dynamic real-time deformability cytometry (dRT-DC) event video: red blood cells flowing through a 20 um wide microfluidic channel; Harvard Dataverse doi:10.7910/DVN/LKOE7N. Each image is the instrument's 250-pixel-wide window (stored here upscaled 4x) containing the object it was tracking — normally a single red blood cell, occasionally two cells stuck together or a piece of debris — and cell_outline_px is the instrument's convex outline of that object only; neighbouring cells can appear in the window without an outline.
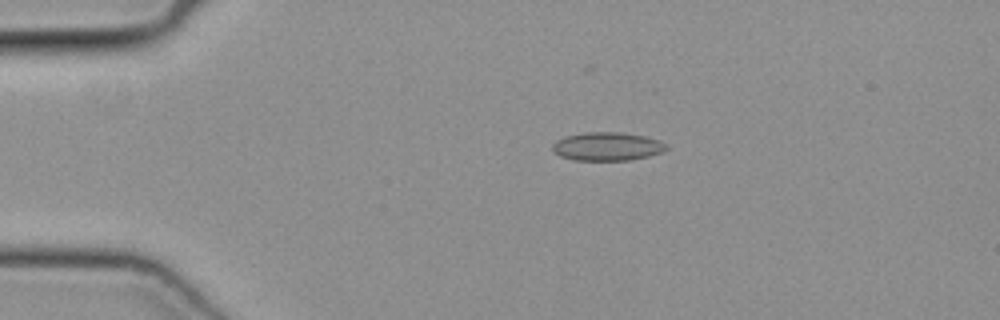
{"species": "common noctule bat (a hibernating species)", "species_latin": "Nyctalus noctula", "temperature_condition": "cold", "stored_images_in_passage": 49, "camera_frame_rate_fps": 3000, "um_per_image_px": 0.085, "animal": {"sex": "female", "body_mass_g": 19.3, "forearm_length_mm": 54.1}, "frame": {"image": 1, "passage_image": 10, "time_ms": 3.0, "image_size_px": [1000, 320], "cell_outline_px": [[668, 148], [664, 152], [648, 156], [628, 160], [572, 160], [560, 156], [552, 152], [552, 144], [556, 140], [568, 136], [588, 132], [620, 132], [644, 136], [660, 140], [668, 144]], "centroid_in_image_um": [51.63, 12.45], "position_along_channel_um": 33.4, "area_um2": 18.96}}
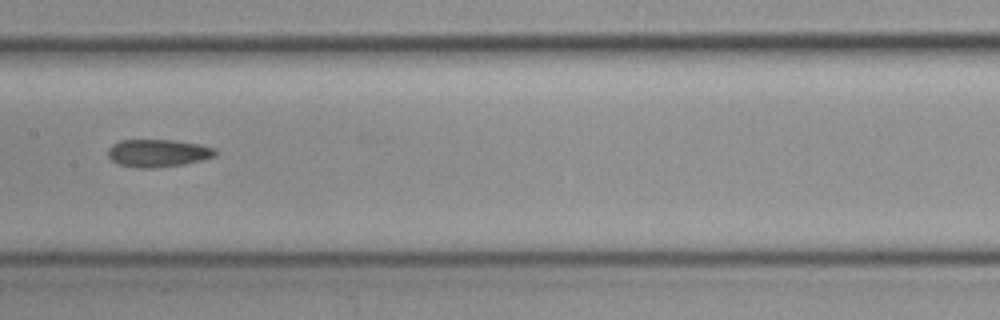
{"frame": {"image": 2, "passage_image": 25, "time_ms": 8.0, "image_size_px": [1000, 320], "cell_outline_px": [[216, 156], [184, 164], [156, 168], [136, 168], [116, 164], [108, 156], [108, 148], [112, 144], [120, 140], [172, 140], [200, 144], [216, 148]], "centroid_in_image_um": [13.4, 13.02], "position_along_channel_um": 194.0, "area_um2": 17.46}}
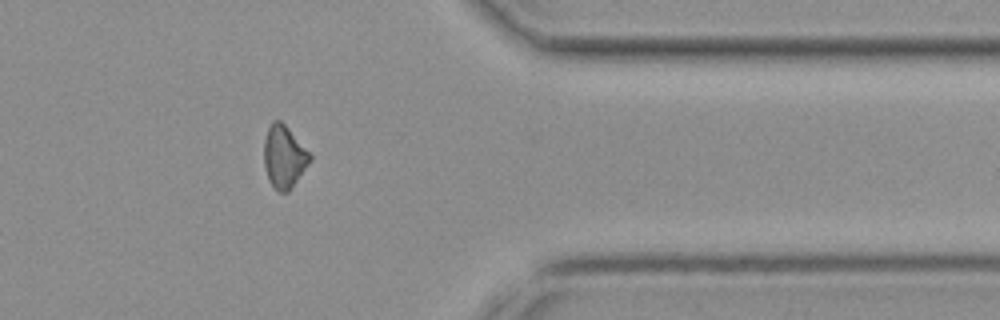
{"frame": {"image": 3, "passage_image": 40, "time_ms": 13.0, "image_size_px": [1000, 320], "cell_outline_px": [[312, 160], [288, 192], [280, 192], [268, 180], [264, 164], [264, 140], [268, 128], [272, 120], [280, 120], [288, 128], [312, 156]], "centroid_in_image_um": [24.14, 13.32], "position_along_channel_um": 387.3, "area_um2": 16.53}}